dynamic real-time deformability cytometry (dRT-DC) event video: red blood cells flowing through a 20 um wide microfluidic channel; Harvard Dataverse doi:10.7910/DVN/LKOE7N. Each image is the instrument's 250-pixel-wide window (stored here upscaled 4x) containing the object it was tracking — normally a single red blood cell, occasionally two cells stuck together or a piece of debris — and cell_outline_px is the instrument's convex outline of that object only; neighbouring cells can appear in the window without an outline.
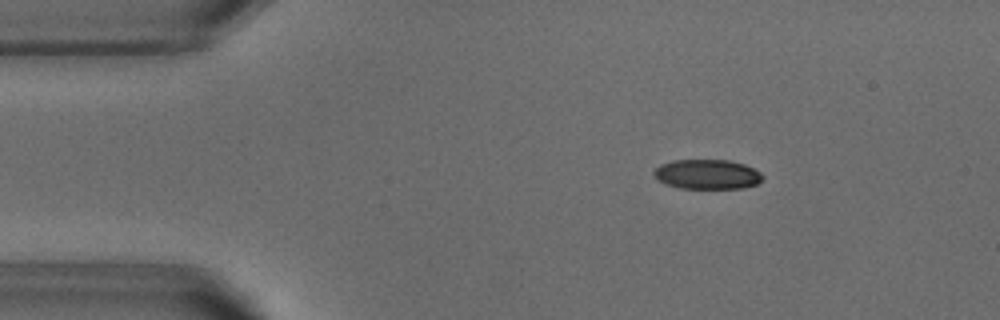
{"species": "common noctule bat (a hibernating species)", "species_latin": "Nyctalus noctula", "temperature_condition": "warm", "stored_images_in_passage": 52, "camera_frame_rate_fps": 3000, "um_per_image_px": 0.085, "animal": {"sex": "male", "body_mass_g": 18.8}, "frame": {"image": 1, "passage_image": 8, "time_ms": 2.333, "image_size_px": [1000, 320], "cell_outline_px": [[764, 176], [756, 184], [740, 188], [680, 188], [668, 184], [660, 180], [652, 172], [660, 164], [672, 160], [728, 160], [744, 164], [760, 172]], "centroid_in_image_um": [60.11, 14.8], "position_along_channel_um": 24.9, "area_um2": 18.55}}
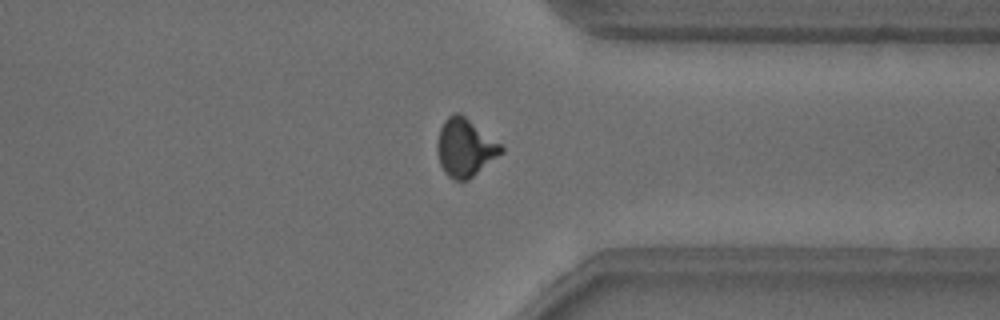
{"frame": {"image": 2, "passage_image": 40, "time_ms": 13.0, "image_size_px": [1000, 320], "cell_outline_px": [[504, 152], [468, 180], [452, 180], [444, 172], [440, 164], [436, 152], [436, 144], [440, 128], [444, 120], [448, 116], [456, 112], [460, 112], [500, 144], [504, 148]], "centroid_in_image_um": [39.5, 12.56], "position_along_channel_um": 371.9, "area_um2": 21.62}}
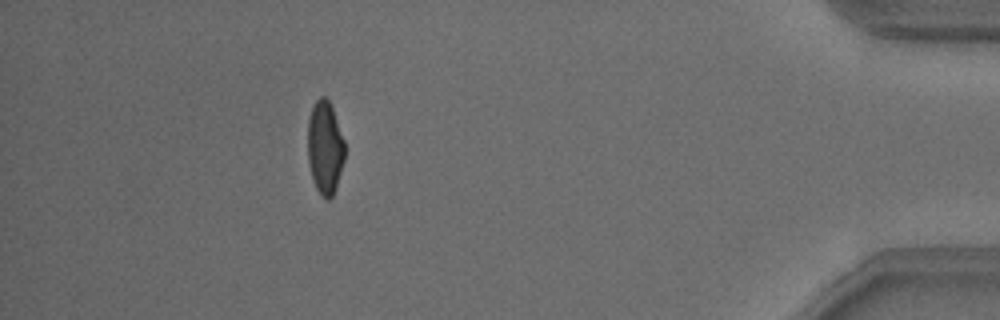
{"frame": {"image": 3, "passage_image": 47, "time_ms": 15.333, "image_size_px": [1000, 320], "cell_outline_px": [[344, 160], [336, 188], [332, 196], [328, 200], [316, 188], [312, 176], [308, 160], [308, 120], [312, 104], [320, 96], [324, 96], [328, 100], [332, 108], [344, 140]], "centroid_in_image_um": [27.61, 12.51], "position_along_channel_um": 407.6, "area_um2": 19.88}, "authors_computed_cell_mechanics": {"area_um2": 20.519, "velocity_mm_per_s": 3.8181, "shape_relaxation_time_tau1_ms": 4.53, "shape_relaxation_time_tau2_ms": 0.9714, "deformation_change_tau1": 0.1467, "deformation_change_tau2": 0.0613}}